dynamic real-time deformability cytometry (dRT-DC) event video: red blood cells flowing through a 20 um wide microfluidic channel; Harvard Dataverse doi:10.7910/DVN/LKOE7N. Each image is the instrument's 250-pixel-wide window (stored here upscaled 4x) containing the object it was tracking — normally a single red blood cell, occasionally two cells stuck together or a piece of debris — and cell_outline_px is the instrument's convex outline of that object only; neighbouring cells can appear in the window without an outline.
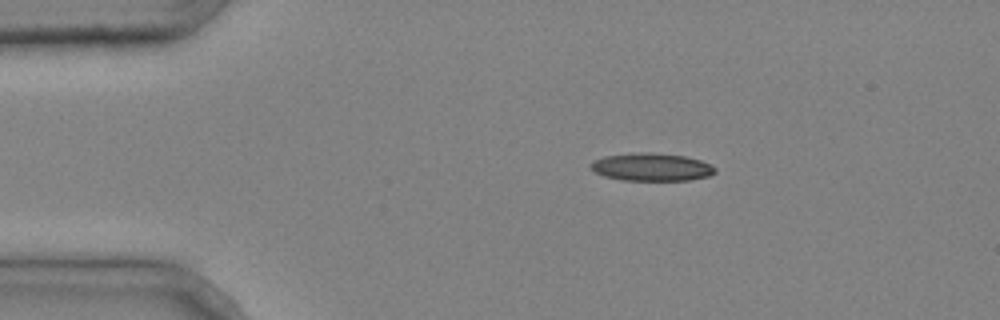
{"species": "common noctule bat (a hibernating species)", "species_latin": "Nyctalus noctula", "temperature_condition": "cold", "stored_images_in_passage": 3, "camera_frame_rate_fps": 3000, "um_per_image_px": 0.085, "animal": {"sex": "male", "body_mass_g": 20.4}, "frame": {"image": 1, "passage_image": 2, "time_ms": 0.333, "image_size_px": [1000, 320], "cell_outline_px": [[716, 172], [708, 176], [688, 180], [620, 180], [604, 176], [588, 168], [588, 164], [592, 160], [604, 156], [640, 152], [648, 152], [684, 156], [700, 160], [716, 168]], "centroid_in_image_um": [55.32, 14.2], "position_along_channel_um": 29.7, "area_um2": 20.17}}